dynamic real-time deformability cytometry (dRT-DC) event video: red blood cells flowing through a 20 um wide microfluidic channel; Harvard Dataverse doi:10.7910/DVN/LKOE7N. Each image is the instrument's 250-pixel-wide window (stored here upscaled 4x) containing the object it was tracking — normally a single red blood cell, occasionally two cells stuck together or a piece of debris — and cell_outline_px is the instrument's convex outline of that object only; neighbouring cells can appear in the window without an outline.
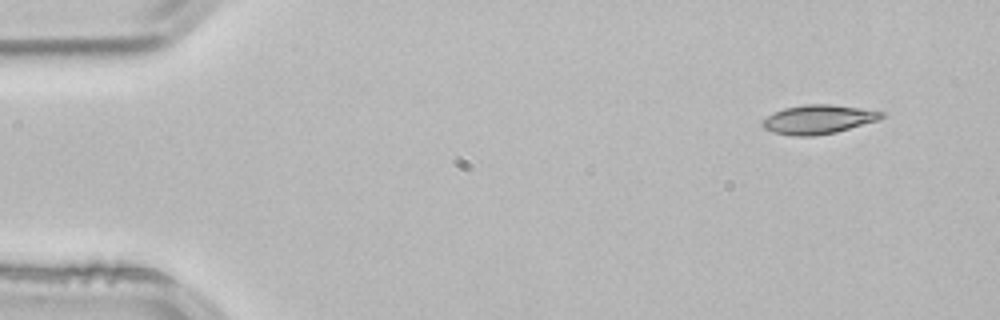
{"species": "common noctule bat (a hibernating species)", "species_latin": "Nyctalus noctula", "temperature_condition": "room temperature", "stored_images_in_passage": 49, "camera_frame_rate_fps": 3000, "um_per_image_px": 0.085, "animal": {"sex": "male", "body_mass_g": 21.5, "forearm_length_mm": 52.0}, "frame": {"image": 1, "passage_image": 1, "time_ms": 0.0, "image_size_px": [1000, 320], "cell_outline_px": [[884, 116], [876, 120], [836, 132], [812, 136], [792, 136], [772, 132], [764, 128], [760, 124], [768, 116], [784, 108], [804, 104], [828, 104], [884, 112]], "centroid_in_image_um": [69.49, 10.16], "position_along_channel_um": 15.5, "area_um2": 19.71}}
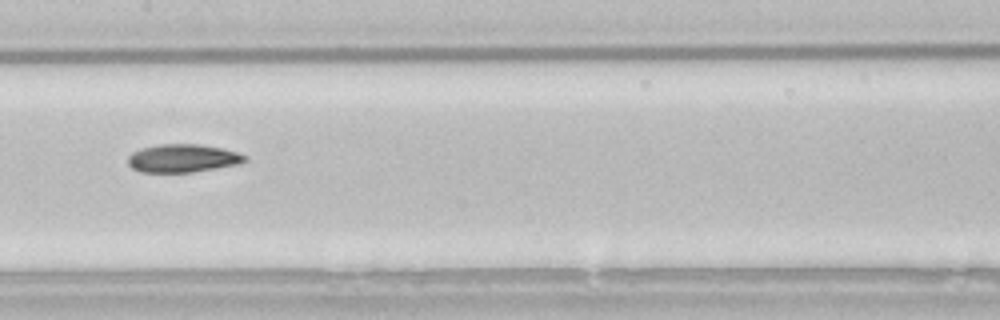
{"frame": {"image": 2, "passage_image": 23, "time_ms": 7.333, "image_size_px": [1000, 320], "cell_outline_px": [[248, 160], [240, 164], [192, 172], [140, 172], [132, 168], [128, 164], [128, 156], [132, 152], [140, 148], [160, 144], [200, 144], [224, 148], [248, 156]], "centroid_in_image_um": [15.55, 13.45], "position_along_channel_um": 191.9, "area_um2": 19.36}}
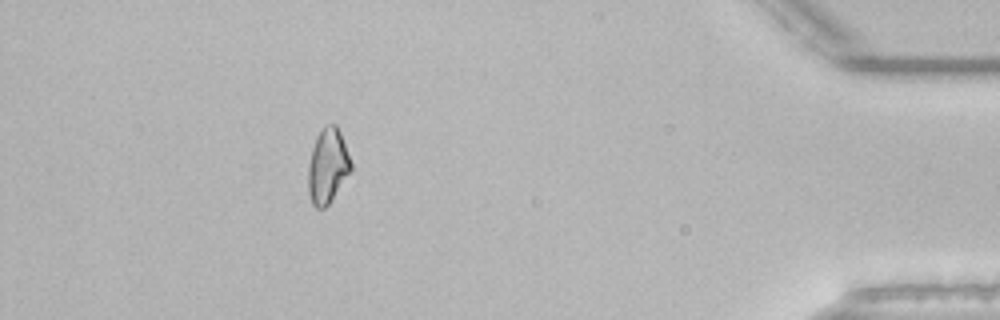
{"frame": {"image": 3, "passage_image": 44, "time_ms": 14.333, "image_size_px": [1000, 320], "cell_outline_px": [[352, 168], [332, 200], [324, 208], [316, 208], [312, 204], [308, 192], [308, 164], [312, 148], [316, 136], [324, 124], [336, 124], [340, 132], [352, 164]], "centroid_in_image_um": [27.83, 14.1], "position_along_channel_um": 407.4, "area_um2": 18.67}, "authors_computed_cell_mechanics": {"area_um2": 19.2474, "velocity_mm_per_s": 3.8599, "shape_relaxation_time_tau1_ms": 6.2449, "shape_relaxation_time_tau2_ms": 9.5063, "deformation_change_tau1": 0.1681, "deformation_change_tau2": 0.1731}}